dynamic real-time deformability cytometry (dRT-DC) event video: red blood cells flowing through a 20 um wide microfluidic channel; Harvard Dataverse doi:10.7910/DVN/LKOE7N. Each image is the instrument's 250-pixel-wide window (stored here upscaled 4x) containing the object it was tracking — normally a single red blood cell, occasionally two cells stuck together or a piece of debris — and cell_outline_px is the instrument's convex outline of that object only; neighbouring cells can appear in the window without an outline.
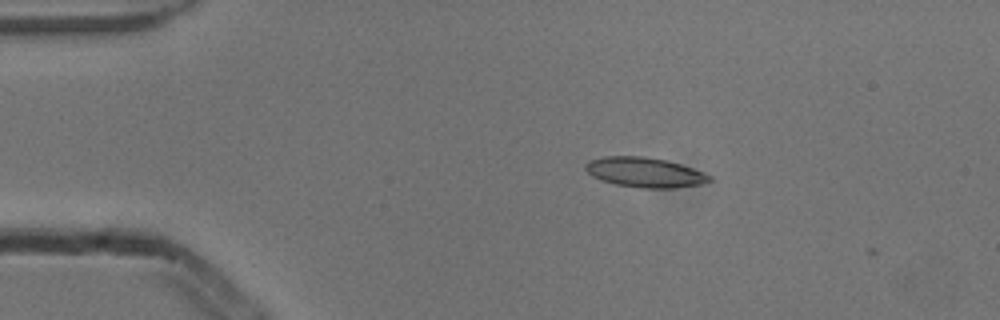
{"species": "common noctule bat (a hibernating species)", "species_latin": "Nyctalus noctula", "temperature_condition": "cold", "stored_images_in_passage": 8, "camera_frame_rate_fps": 3000, "um_per_image_px": 0.085, "animal": {"sex": "male", "body_mass_g": 13.3}, "frame": {"image": 1, "passage_image": 3, "time_ms": 0.667, "image_size_px": [1000, 320], "cell_outline_px": [[712, 180], [700, 184], [672, 188], [644, 188], [616, 184], [600, 180], [592, 176], [584, 168], [584, 164], [588, 160], [604, 156], [644, 156], [668, 160], [692, 168], [712, 176]], "centroid_in_image_um": [54.77, 14.64], "position_along_channel_um": 30.2, "area_um2": 21.62}}
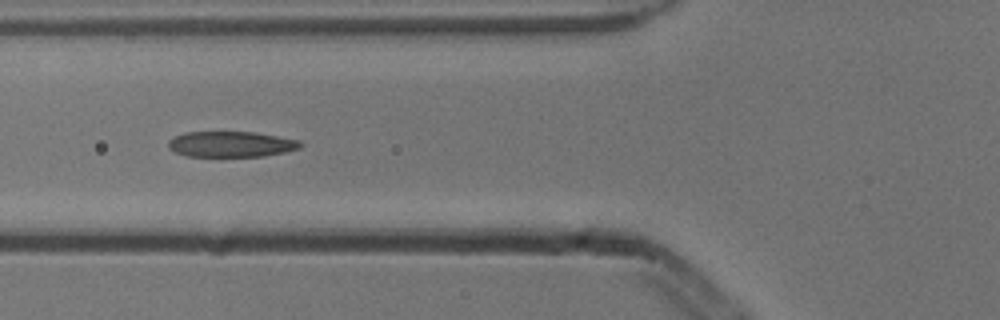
{"frame": {"image": 2, "passage_image": 6, "time_ms": 1.667, "image_size_px": [1000, 320], "cell_outline_px": [[304, 144], [300, 148], [284, 152], [264, 156], [188, 156], [176, 152], [168, 148], [168, 140], [184, 132], [256, 132], [300, 140]], "centroid_in_image_um": [19.67, 12.25], "position_along_channel_um": 106.1, "area_um2": 19.77}}
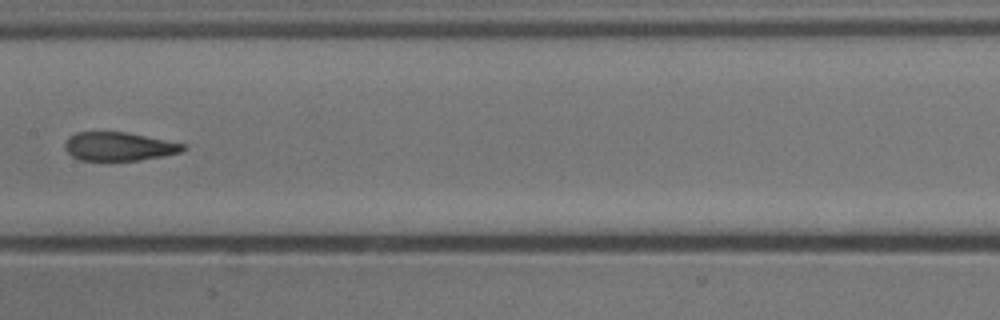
{"frame": {"image": 3, "passage_image": 8, "time_ms": 2.333, "image_size_px": [1000, 320], "cell_outline_px": [[188, 148], [184, 152], [164, 156], [140, 160], [80, 160], [72, 156], [64, 148], [64, 144], [68, 136], [76, 132], [124, 132], [184, 144]], "centroid_in_image_um": [10.1, 12.45], "position_along_channel_um": 197.3, "area_um2": 19.65}}